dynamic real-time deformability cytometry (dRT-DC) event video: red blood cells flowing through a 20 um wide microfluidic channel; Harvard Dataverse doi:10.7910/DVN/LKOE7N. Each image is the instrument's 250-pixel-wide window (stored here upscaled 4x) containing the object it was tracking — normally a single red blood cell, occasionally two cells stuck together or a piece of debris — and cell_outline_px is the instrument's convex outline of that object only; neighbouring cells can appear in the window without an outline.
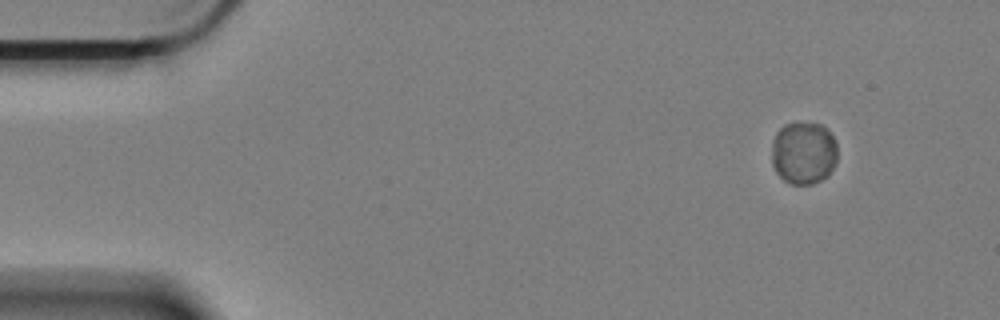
{"species": "Egyptian fruit bat (a non-hibernating species)", "species_latin": "Rousettus aegyptiacus", "temperature_condition": "cold", "stored_images_in_passage": 12, "camera_frame_rate_fps": 3000, "um_per_image_px": 0.085, "animal": {"sex": "female"}, "frame": {"image": 1, "passage_image": 1, "time_ms": 0.0, "image_size_px": [1000, 320], "cell_outline_px": [[836, 164], [820, 180], [812, 184], [792, 184], [784, 180], [776, 172], [772, 164], [772, 140], [776, 132], [784, 124], [820, 124], [832, 136], [836, 144]], "centroid_in_image_um": [68.27, 13.01], "position_along_channel_um": 16.7, "area_um2": 23.64}}
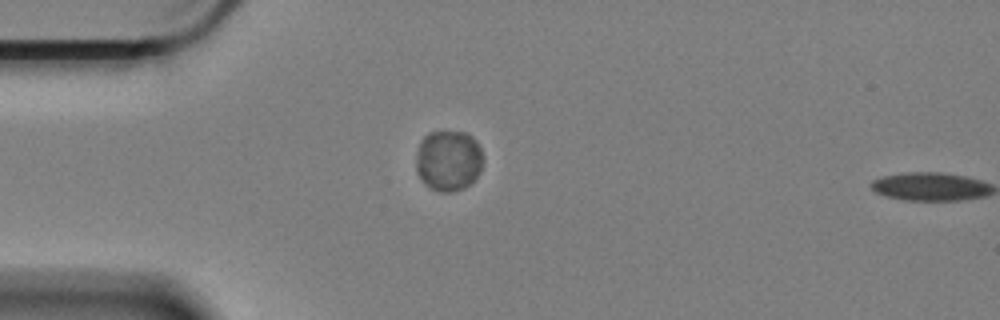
{"frame": {"image": 2, "passage_image": 11, "time_ms": 3.333, "image_size_px": [1000, 320], "cell_outline_px": [[480, 172], [468, 184], [460, 188], [448, 192], [440, 192], [432, 188], [416, 172], [416, 152], [420, 140], [428, 132], [464, 132], [472, 136], [476, 140], [480, 148]], "centroid_in_image_um": [38.07, 13.6], "position_along_channel_um": 46.9, "area_um2": 23.24}}